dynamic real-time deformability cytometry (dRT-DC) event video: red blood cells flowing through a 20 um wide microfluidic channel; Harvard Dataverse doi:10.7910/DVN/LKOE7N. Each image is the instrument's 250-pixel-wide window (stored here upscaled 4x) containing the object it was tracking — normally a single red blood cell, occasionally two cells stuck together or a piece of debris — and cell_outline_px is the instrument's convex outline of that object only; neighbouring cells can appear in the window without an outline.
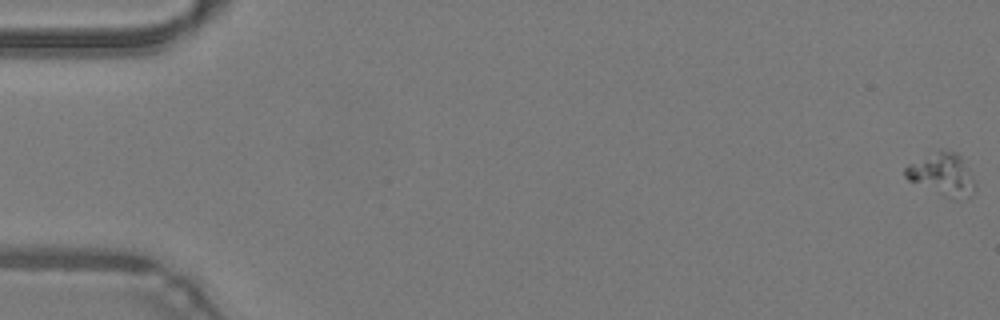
{"species": "common noctule bat (a hibernating species)", "species_latin": "Nyctalus noctula", "temperature_condition": "warm", "stored_images_in_passage": 50, "segment_of_instrument_passage": [1, 2], "camera_frame_rate_fps": 3000, "um_per_image_px": 0.085, "animal": {"sex": "male", "body_mass_g": 19.2, "forearm_length_mm": 51.8}, "frame": {"image": 1, "passage_image": 1, "time_ms": 0.0, "image_size_px": [1000, 320], "cell_outline_px": [[976, 188], [968, 196], [908, 180], [904, 176], [904, 168], [908, 164], [940, 148], [956, 152], [960, 156], [976, 184]], "centroid_in_image_um": [80.05, 14.64], "position_along_channel_um": 4.9, "area_um2": 15.43}}
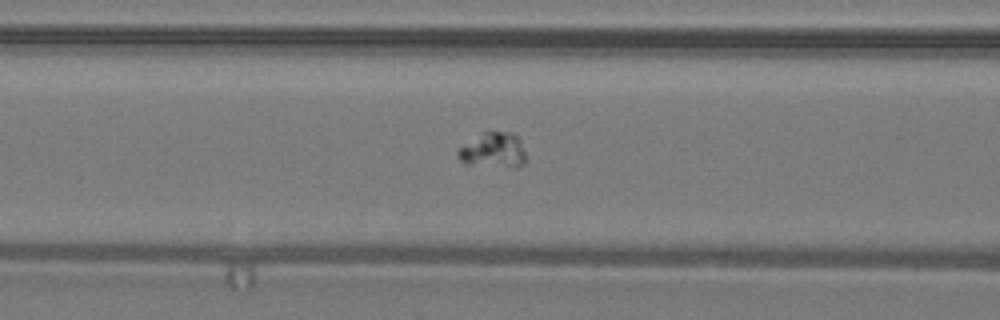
{"frame": {"image": 2, "passage_image": 21, "time_ms": 6.667, "image_size_px": [1000, 320], "cell_outline_px": [[524, 164], [516, 168], [468, 164], [460, 160], [456, 156], [456, 152], [460, 148], [484, 132], [512, 132], [520, 140], [524, 152]], "centroid_in_image_um": [41.94, 12.8], "position_along_channel_um": 124.7, "area_um2": 13.7}}
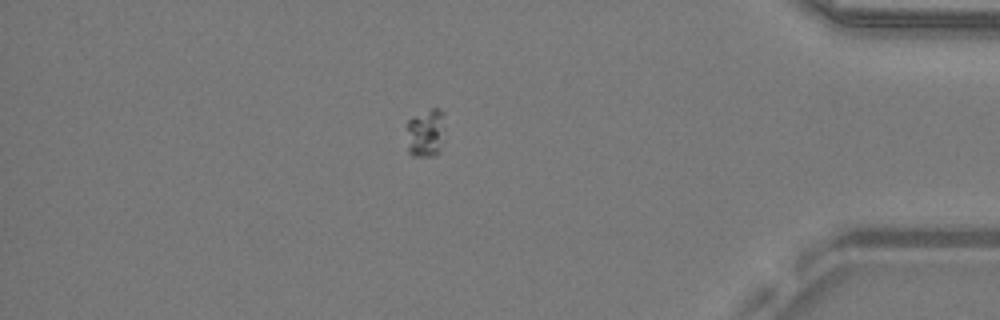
{"frame": {"image": 3, "passage_image": 43, "time_ms": 14.0, "image_size_px": [1000, 320], "cell_outline_px": [[444, 128], [440, 152], [432, 156], [412, 156], [408, 152], [408, 120], [432, 108], [440, 108], [444, 112]], "centroid_in_image_um": [36.22, 11.31], "position_along_channel_um": 399.0, "area_um2": 10.75}}